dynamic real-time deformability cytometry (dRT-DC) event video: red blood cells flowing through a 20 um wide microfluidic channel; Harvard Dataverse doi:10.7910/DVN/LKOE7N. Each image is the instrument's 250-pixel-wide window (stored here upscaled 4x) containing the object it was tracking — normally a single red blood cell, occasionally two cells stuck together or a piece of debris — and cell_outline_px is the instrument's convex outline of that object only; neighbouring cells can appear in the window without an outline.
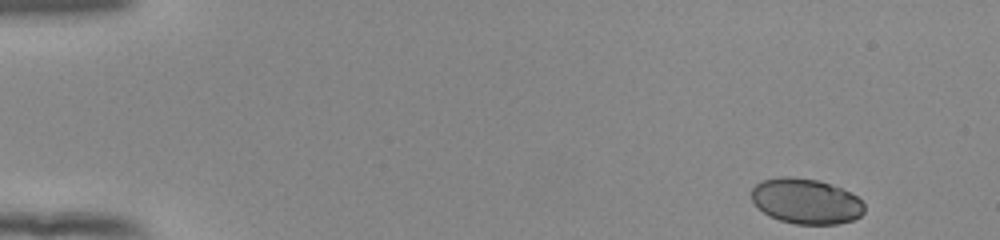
{"species": "human", "species_latin": "Homo sapiens", "temperature_condition": "room temperature", "stored_images_in_passage": 50, "camera_frame_rate_fps": 3000, "um_per_image_px": 0.085, "donor": {"sex": "female"}, "frame": {"image": 1, "passage_image": 1, "time_ms": 0.0, "image_size_px": [1000, 240], "cell_outline_px": [[864, 212], [860, 216], [852, 220], [836, 224], [796, 224], [780, 220], [764, 212], [752, 200], [752, 188], [756, 184], [764, 180], [780, 176], [792, 176], [820, 180], [840, 188], [856, 196], [864, 204]], "centroid_in_image_um": [68.52, 17.09], "position_along_channel_um": 16.5, "area_um2": 29.59}}
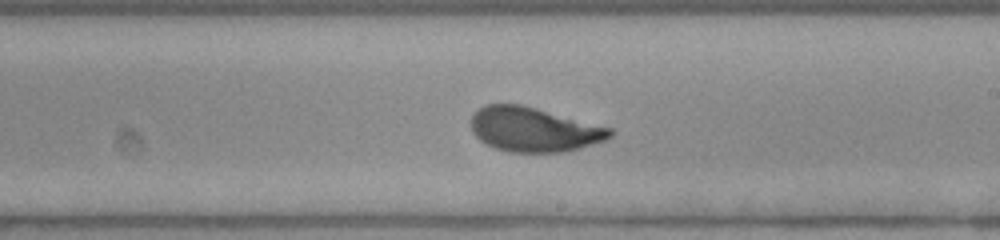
{"frame": {"image": 2, "passage_image": 29, "time_ms": 9.333, "image_size_px": [1000, 240], "cell_outline_px": [[612, 136], [604, 140], [580, 148], [564, 152], [512, 152], [496, 148], [484, 144], [472, 132], [472, 116], [484, 104], [520, 104], [536, 108], [612, 128]], "centroid_in_image_um": [45.36, 11.01], "position_along_channel_um": 243.6, "area_um2": 35.72}}
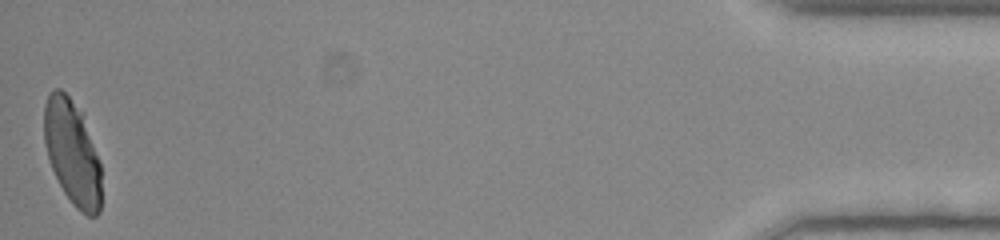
{"frame": {"image": 3, "passage_image": 50, "time_ms": 16.333, "image_size_px": [1000, 240], "cell_outline_px": [[100, 212], [96, 216], [88, 216], [80, 212], [72, 204], [64, 192], [48, 160], [44, 144], [44, 104], [48, 92], [52, 88], [60, 88], [84, 112], [100, 164]], "centroid_in_image_um": [6.13, 12.91], "position_along_channel_um": 429.1, "area_um2": 35.43}, "authors_computed_cell_mechanics": {"area_um2": 35.6915, "velocity_mm_per_s": 3.8655, "shape_relaxation_time_tau1_ms": 3.3486, "shape_relaxation_time_tau2_ms": 0.7706, "deformation_change_tau1": 0.1569, "deformation_change_tau2": 0.0726}}